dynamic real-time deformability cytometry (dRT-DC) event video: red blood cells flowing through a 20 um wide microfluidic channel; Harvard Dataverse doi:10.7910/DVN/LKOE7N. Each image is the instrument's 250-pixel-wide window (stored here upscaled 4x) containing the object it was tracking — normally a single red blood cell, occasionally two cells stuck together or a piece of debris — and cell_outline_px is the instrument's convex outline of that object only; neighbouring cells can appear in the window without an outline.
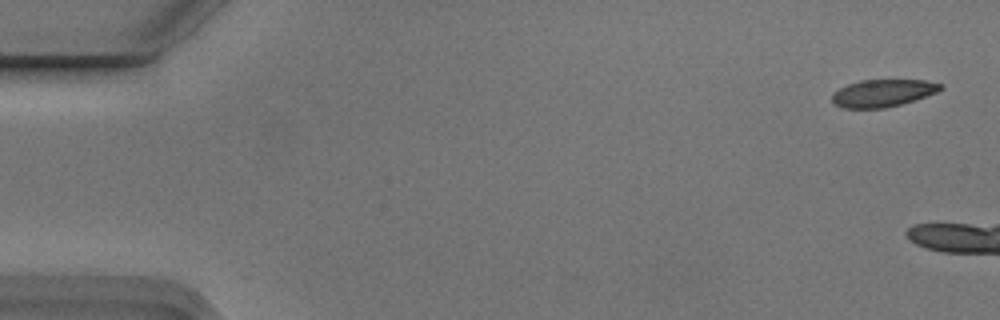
{"species": "Egyptian fruit bat (a non-hibernating species)", "species_latin": "Rousettus aegyptiacus", "temperature_condition": "cold", "stored_images_in_passage": 6, "camera_frame_rate_fps": 3000, "um_per_image_px": 0.085, "animal": {"sex": "male"}, "frame": {"image": 1, "passage_image": 1, "time_ms": 0.0, "image_size_px": [1000, 320], "cell_outline_px": [[944, 88], [936, 92], [900, 104], [884, 108], [844, 108], [836, 104], [832, 100], [832, 92], [848, 84], [860, 80], [924, 80], [944, 84]], "centroid_in_image_um": [75.03, 7.9], "position_along_channel_um": 10.0, "area_um2": 17.11}}
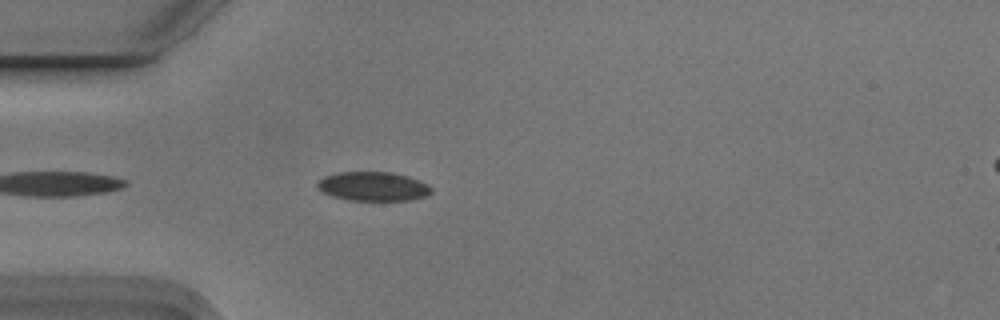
{"frame": {"image": 2, "passage_image": 6, "time_ms": 1.667, "image_size_px": [1000, 320], "cell_outline_px": [[432, 192], [428, 196], [412, 200], [348, 200], [332, 196], [324, 192], [316, 184], [324, 176], [336, 172], [392, 172], [408, 176], [428, 184], [432, 188]], "centroid_in_image_um": [31.76, 15.84], "position_along_channel_um": 53.2, "area_um2": 19.36}}